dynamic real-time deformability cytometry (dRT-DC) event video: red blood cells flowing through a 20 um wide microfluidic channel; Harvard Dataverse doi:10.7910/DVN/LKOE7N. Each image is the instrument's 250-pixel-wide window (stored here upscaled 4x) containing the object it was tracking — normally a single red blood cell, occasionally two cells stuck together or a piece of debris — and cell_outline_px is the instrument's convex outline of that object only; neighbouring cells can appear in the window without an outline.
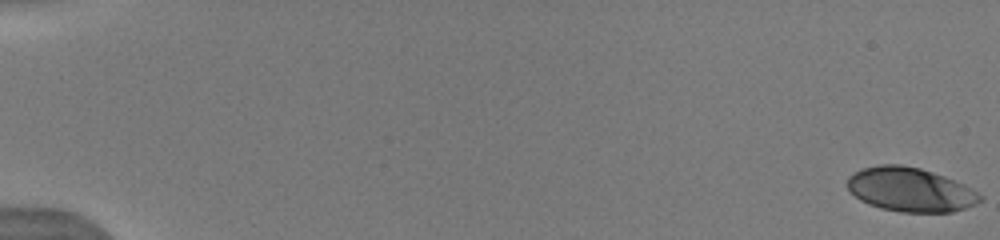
{"species": "human", "species_latin": "Homo sapiens", "temperature_condition": "warm", "stored_images_in_passage": 12, "camera_frame_rate_fps": 3000, "um_per_image_px": 0.085, "donor": {"sex": "male"}, "frame": {"image": 1, "passage_image": 1, "time_ms": 0.0, "image_size_px": [1000, 240], "cell_outline_px": [[984, 200], [976, 204], [952, 212], [900, 212], [880, 208], [868, 204], [860, 200], [848, 188], [848, 176], [864, 168], [880, 164], [900, 164], [920, 168], [944, 176], [964, 184], [984, 196]], "centroid_in_image_um": [77.41, 16.12], "position_along_channel_um": 7.6, "area_um2": 34.04}}
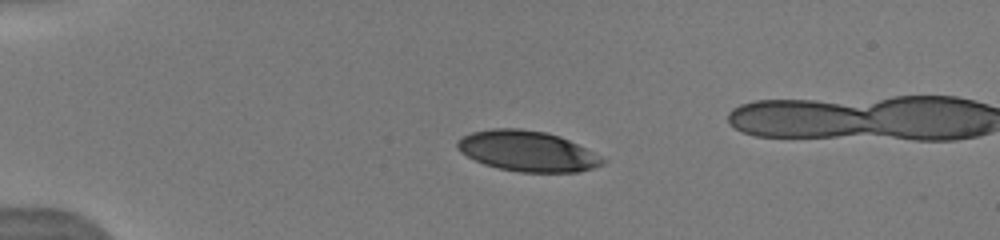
{"frame": {"image": 2, "passage_image": 8, "time_ms": 4.333, "image_size_px": [1000, 240], "cell_outline_px": [[608, 160], [604, 164], [580, 172], [520, 172], [500, 168], [484, 164], [460, 152], [456, 148], [456, 140], [472, 132], [492, 128], [520, 128], [548, 132], [560, 136]], "centroid_in_image_um": [44.82, 12.84], "position_along_channel_um": 40.2, "area_um2": 34.22}}